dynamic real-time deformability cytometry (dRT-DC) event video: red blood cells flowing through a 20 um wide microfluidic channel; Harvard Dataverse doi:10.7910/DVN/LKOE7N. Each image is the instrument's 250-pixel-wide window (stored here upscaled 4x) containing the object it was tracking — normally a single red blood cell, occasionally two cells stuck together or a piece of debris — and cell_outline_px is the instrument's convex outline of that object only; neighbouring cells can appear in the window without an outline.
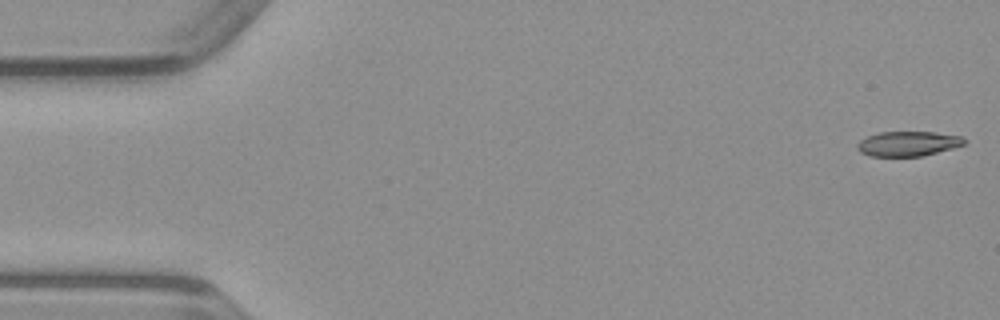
{"species": "common noctule bat (a hibernating species)", "species_latin": "Nyctalus noctula", "temperature_condition": "warm", "stored_images_in_passage": 49, "camera_frame_rate_fps": 3000, "um_per_image_px": 0.085, "animal": {"sex": "male", "body_mass_g": 23.1, "forearm_length_mm": 52.7}, "frame": {"image": 1, "passage_image": 1, "time_ms": 0.0, "image_size_px": [1000, 320], "cell_outline_px": [[968, 140], [964, 144], [952, 148], [920, 156], [868, 156], [860, 152], [856, 148], [856, 144], [860, 140], [868, 136], [880, 132], [936, 132], [964, 136]], "centroid_in_image_um": [77.18, 12.2], "position_along_channel_um": 7.8, "area_um2": 15.55}}
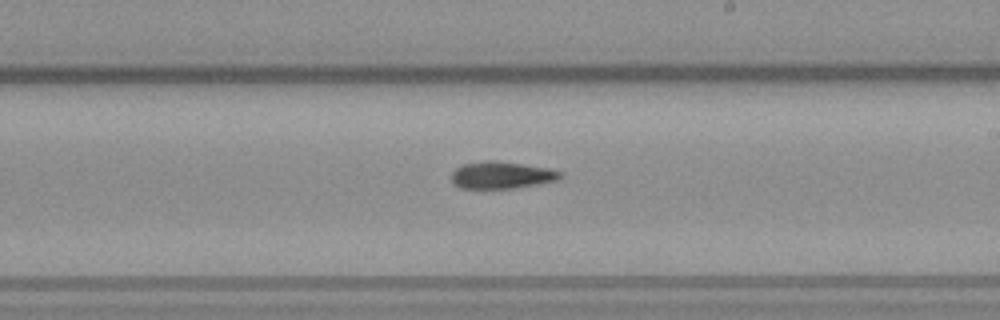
{"frame": {"image": 2, "passage_image": 28, "time_ms": 9.0, "image_size_px": [1000, 320], "cell_outline_px": [[564, 176], [560, 180], [512, 188], [460, 188], [452, 184], [452, 172], [456, 168], [464, 164], [484, 160], [496, 160], [548, 168], [564, 172]], "centroid_in_image_um": [42.66, 14.88], "position_along_channel_um": 246.3, "area_um2": 17.28}}
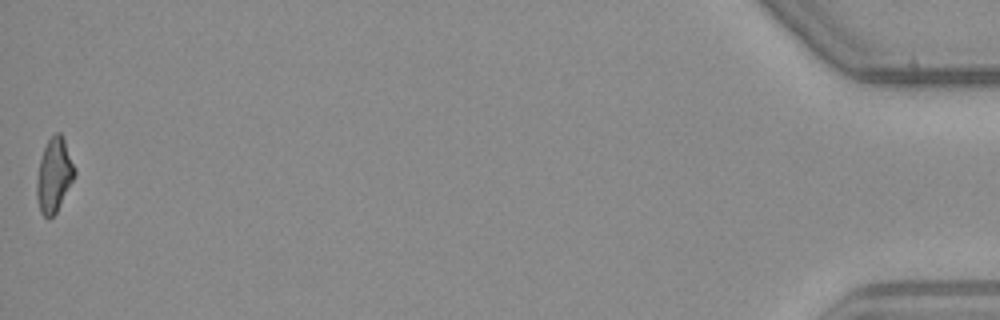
{"frame": {"image": 3, "passage_image": 49, "time_ms": 16.0, "image_size_px": [1000, 320], "cell_outline_px": [[76, 172], [56, 212], [48, 220], [40, 212], [36, 196], [36, 180], [40, 160], [44, 148], [48, 140], [56, 132], [60, 132], [64, 140], [76, 168]], "centroid_in_image_um": [4.58, 14.9], "position_along_channel_um": 430.6, "area_um2": 16.13}}